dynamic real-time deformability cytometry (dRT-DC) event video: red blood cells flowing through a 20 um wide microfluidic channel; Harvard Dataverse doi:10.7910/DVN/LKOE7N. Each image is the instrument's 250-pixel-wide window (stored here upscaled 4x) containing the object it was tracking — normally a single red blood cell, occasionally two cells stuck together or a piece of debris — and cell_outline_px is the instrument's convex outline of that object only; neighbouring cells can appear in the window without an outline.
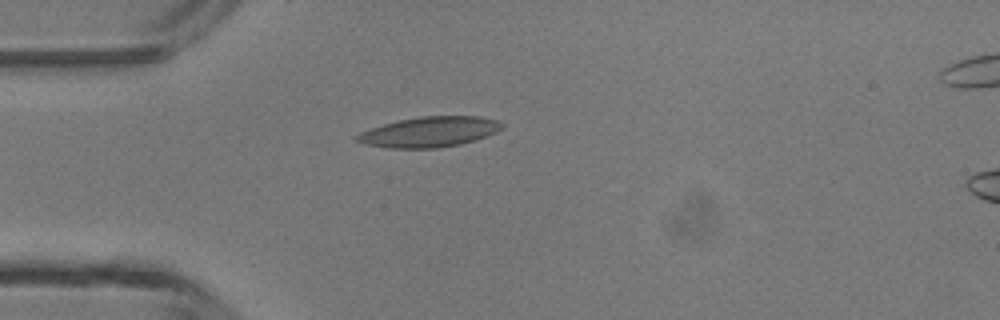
{"species": "common noctule bat (a hibernating species)", "species_latin": "Nyctalus noctula", "temperature_condition": "room temperature", "stored_images_in_passage": 31, "camera_frame_rate_fps": 3000, "um_per_image_px": 0.085, "animal": {"sex": "male", "body_mass_g": 13.3}, "frame": {"image": 1, "passage_image": 1, "time_ms": 0.0, "image_size_px": [1000, 320], "cell_outline_px": [[504, 124], [496, 132], [476, 140], [460, 144], [436, 148], [388, 148], [368, 144], [352, 140], [352, 136], [360, 132], [384, 124], [400, 120], [420, 116], [480, 116], [496, 120]], "centroid_in_image_um": [36.47, 11.21], "position_along_channel_um": 48.5, "area_um2": 25.55}}
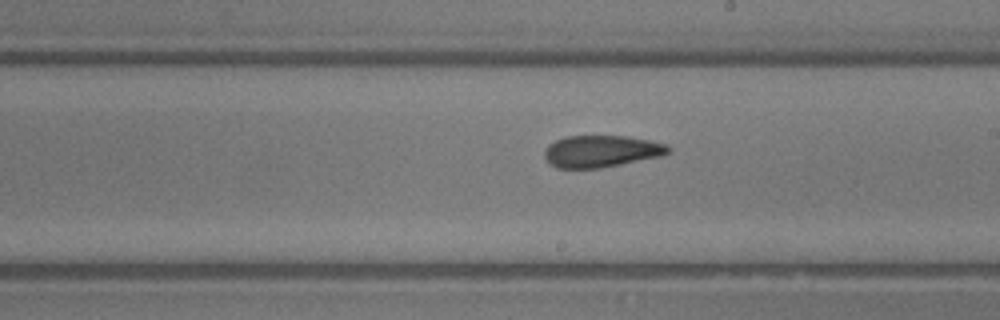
{"frame": {"image": 2, "passage_image": 15, "time_ms": 4.667, "image_size_px": [1000, 320], "cell_outline_px": [[672, 148], [668, 152], [660, 156], [600, 168], [556, 168], [548, 164], [544, 156], [544, 148], [548, 144], [564, 136], [628, 136], [668, 144]], "centroid_in_image_um": [51.06, 12.85], "position_along_channel_um": 237.9, "area_um2": 23.12}}
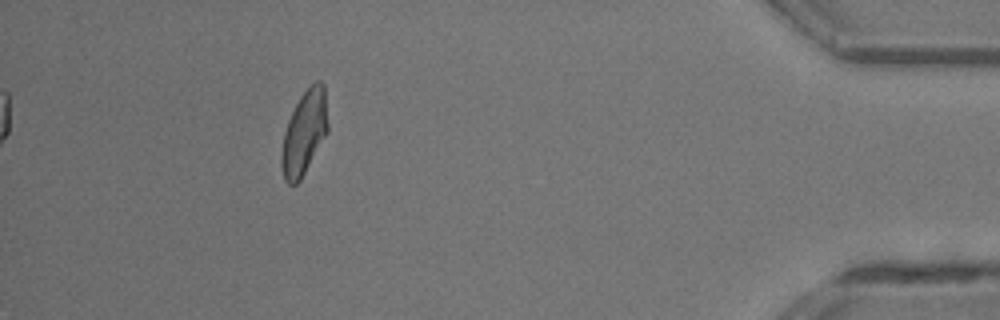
{"frame": {"image": 3, "passage_image": 31, "time_ms": 10.0, "image_size_px": [1000, 320], "cell_outline_px": [[328, 132], [300, 180], [296, 184], [288, 184], [284, 180], [280, 164], [280, 156], [284, 132], [288, 120], [300, 96], [316, 80], [320, 80], [324, 84], [328, 124]], "centroid_in_image_um": [25.85, 11.29], "position_along_channel_um": 409.3, "area_um2": 22.66}, "authors_computed_cell_mechanics": {"area_um2": 23.2356, "velocity_mm_per_s": 4.3247, "shape_relaxation_time_tau1_ms": 7.5607, "shape_relaxation_time_tau2_ms": 2.1149, "deformation_change_tau1": 0.17, "deformation_change_tau2": 0.0871}}